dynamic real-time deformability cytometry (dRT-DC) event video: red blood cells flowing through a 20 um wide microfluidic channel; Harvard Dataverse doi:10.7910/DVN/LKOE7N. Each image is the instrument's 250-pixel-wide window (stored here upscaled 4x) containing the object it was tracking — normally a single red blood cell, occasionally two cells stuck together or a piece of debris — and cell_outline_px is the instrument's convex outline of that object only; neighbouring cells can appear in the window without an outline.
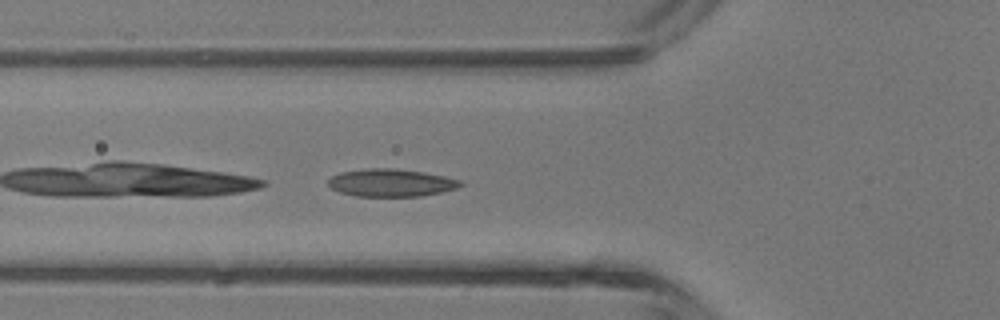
{"species": "common noctule bat (a hibernating species)", "species_latin": "Nyctalus noctula", "temperature_condition": "room temperature", "stored_images_in_passage": 5, "camera_frame_rate_fps": 3000, "um_per_image_px": 0.085, "animal": {"sex": "male", "body_mass_g": 13.3}, "frame": {"image": 1, "passage_image": 5, "time_ms": 4.333, "image_size_px": [1000, 320], "cell_outline_px": [[464, 184], [456, 188], [440, 192], [420, 196], [356, 196], [340, 192], [332, 188], [328, 184], [328, 180], [332, 176], [340, 172], [364, 168], [392, 168], [424, 172], [464, 180]], "centroid_in_image_um": [33.25, 15.52], "position_along_channel_um": 92.5, "area_um2": 21.33}}